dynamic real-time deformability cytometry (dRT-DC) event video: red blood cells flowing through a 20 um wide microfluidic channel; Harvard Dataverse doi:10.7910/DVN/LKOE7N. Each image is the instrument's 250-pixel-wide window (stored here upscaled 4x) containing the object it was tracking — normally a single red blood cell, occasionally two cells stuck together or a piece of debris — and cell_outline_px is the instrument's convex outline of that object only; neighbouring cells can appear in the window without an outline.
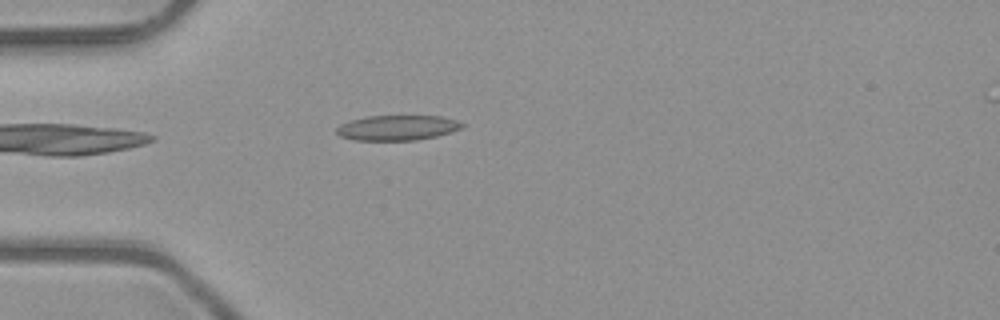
{"species": "common noctule bat (a hibernating species)", "species_latin": "Nyctalus noctula", "temperature_condition": "room temperature", "stored_images_in_passage": 4, "camera_frame_rate_fps": 3000, "um_per_image_px": 0.085, "animal": {"sex": "male", "body_mass_g": 23.1, "forearm_length_mm": 52.7}, "frame": {"image": 1, "passage_image": 4, "time_ms": 1.0, "image_size_px": [1000, 320], "cell_outline_px": [[464, 124], [460, 128], [452, 132], [436, 136], [416, 140], [352, 140], [340, 136], [336, 132], [336, 128], [340, 124], [352, 120], [368, 116], [444, 116], [456, 120]], "centroid_in_image_um": [33.77, 10.86], "position_along_channel_um": 51.2, "area_um2": 18.32}}